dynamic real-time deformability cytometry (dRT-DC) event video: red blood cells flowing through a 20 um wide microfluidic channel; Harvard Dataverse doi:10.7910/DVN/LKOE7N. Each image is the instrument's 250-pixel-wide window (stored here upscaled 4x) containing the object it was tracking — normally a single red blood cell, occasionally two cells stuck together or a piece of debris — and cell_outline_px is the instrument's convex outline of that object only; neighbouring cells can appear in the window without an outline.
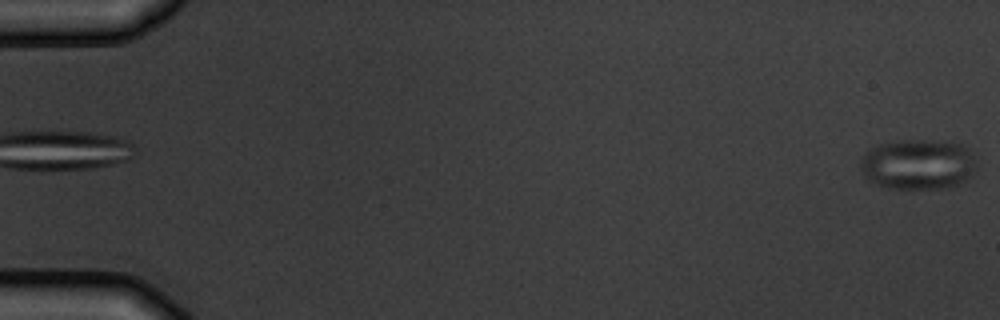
{"species": "common noctule bat (a hibernating species)", "species_latin": "Nyctalus noctula", "temperature_condition": "warm", "stored_images_in_passage": 6, "camera_frame_rate_fps": 3000, "um_per_image_px": 0.085, "animal": {"sex": "male", "body_mass_g": 19.5, "forearm_length_mm": 54.6}, "frame": {"image": 1, "passage_image": 6, "time_ms": 5.667, "image_size_px": [1000, 320], "cell_outline_px": [[976, 168], [972, 176], [960, 184], [952, 188], [888, 188], [876, 184], [868, 180], [860, 172], [860, 160], [868, 148], [880, 144], [900, 140], [936, 140], [964, 144], [968, 148], [976, 160]], "centroid_in_image_um": [78.04, 13.96], "position_along_channel_um": 7.0, "area_um2": 34.74}}